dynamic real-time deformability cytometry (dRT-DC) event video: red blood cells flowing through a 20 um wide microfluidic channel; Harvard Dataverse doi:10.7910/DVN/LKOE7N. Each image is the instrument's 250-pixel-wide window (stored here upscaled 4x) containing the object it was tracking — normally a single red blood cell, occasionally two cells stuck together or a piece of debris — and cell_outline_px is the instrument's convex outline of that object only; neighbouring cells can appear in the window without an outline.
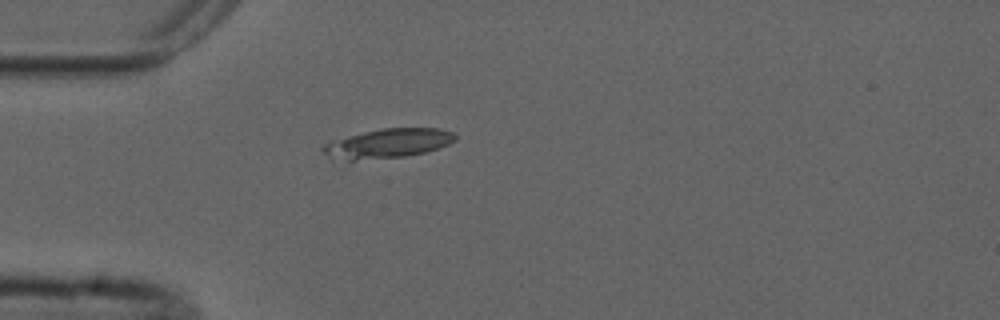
{"species": "common noctule bat (a hibernating species)", "species_latin": "Nyctalus noctula", "temperature_condition": "cold", "stored_images_in_passage": 4, "camera_frame_rate_fps": 3000, "um_per_image_px": 0.085, "animal": {"sex": "male", "forearm_length_mm": 52.5}, "frame": {"image": 1, "passage_image": 4, "time_ms": 4.667, "image_size_px": [1000, 320], "cell_outline_px": [[456, 140], [448, 144], [424, 152], [404, 156], [356, 160], [332, 160], [320, 148], [324, 144], [332, 140], [380, 128], [440, 128], [452, 132], [456, 136]], "centroid_in_image_um": [32.92, 12.18], "position_along_channel_um": 52.1, "area_um2": 22.48}}